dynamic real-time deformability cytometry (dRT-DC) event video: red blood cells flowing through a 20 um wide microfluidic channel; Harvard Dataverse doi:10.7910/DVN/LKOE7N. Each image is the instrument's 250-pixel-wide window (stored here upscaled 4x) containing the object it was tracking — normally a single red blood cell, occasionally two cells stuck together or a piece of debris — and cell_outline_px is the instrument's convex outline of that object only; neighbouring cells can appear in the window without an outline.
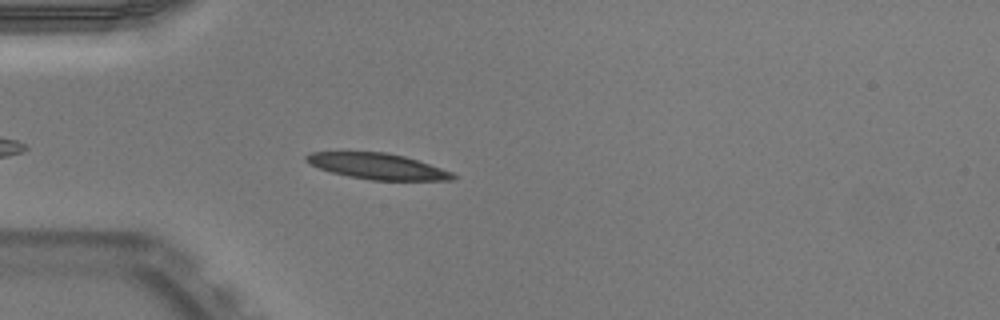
{"species": "Egyptian fruit bat (a non-hibernating species)", "species_latin": "Rousettus aegyptiacus", "temperature_condition": "warm", "stored_images_in_passage": 40, "camera_frame_rate_fps": 3000, "um_per_image_px": 0.085, "animal": {"sex": "male"}, "frame": {"image": 1, "passage_image": 6, "time_ms": 1.667, "image_size_px": [1000, 320], "cell_outline_px": [[456, 176], [452, 180], [372, 180], [348, 176], [332, 172], [308, 164], [304, 160], [304, 156], [312, 152], [384, 152], [404, 156], [452, 172]], "centroid_in_image_um": [32.04, 14.13], "position_along_channel_um": 53.0, "area_um2": 21.85}}
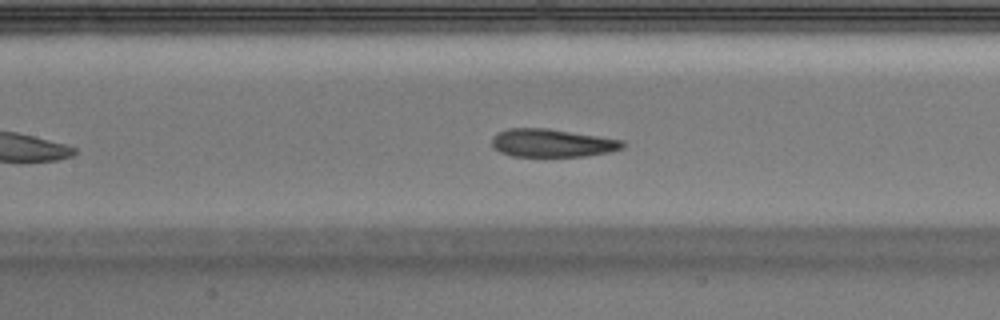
{"frame": {"image": 2, "passage_image": 15, "time_ms": 4.667, "image_size_px": [1000, 320], "cell_outline_px": [[624, 148], [612, 152], [584, 156], [512, 156], [500, 152], [492, 144], [492, 136], [496, 132], [508, 128], [548, 128], [624, 140]], "centroid_in_image_um": [46.94, 12.15], "position_along_channel_um": 160.5, "area_um2": 21.5}}
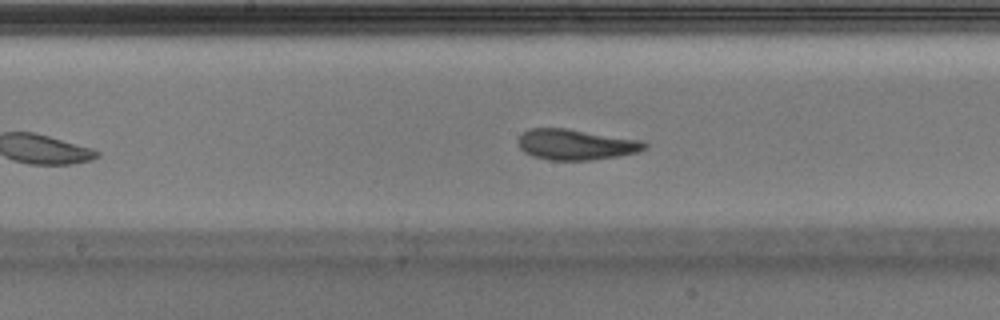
{"frame": {"image": 3, "passage_image": 18, "time_ms": 5.667, "image_size_px": [1000, 320], "cell_outline_px": [[648, 148], [636, 152], [616, 156], [592, 160], [548, 160], [532, 156], [524, 152], [520, 148], [516, 140], [524, 132], [532, 128], [568, 128], [640, 140], [648, 144]], "centroid_in_image_um": [48.92, 12.28], "position_along_channel_um": 199.3, "area_um2": 22.6}, "authors_computed_cell_mechanics": {"area_um2": 22.4842, "velocity_mm_per_s": 3.9129, "shape_relaxation_time_tau1_ms": 10.0056, "shape_relaxation_time_tau2_ms": 0.7372, "deformation_change_tau1": 0.3891, "deformation_change_tau2": 0.0698}}